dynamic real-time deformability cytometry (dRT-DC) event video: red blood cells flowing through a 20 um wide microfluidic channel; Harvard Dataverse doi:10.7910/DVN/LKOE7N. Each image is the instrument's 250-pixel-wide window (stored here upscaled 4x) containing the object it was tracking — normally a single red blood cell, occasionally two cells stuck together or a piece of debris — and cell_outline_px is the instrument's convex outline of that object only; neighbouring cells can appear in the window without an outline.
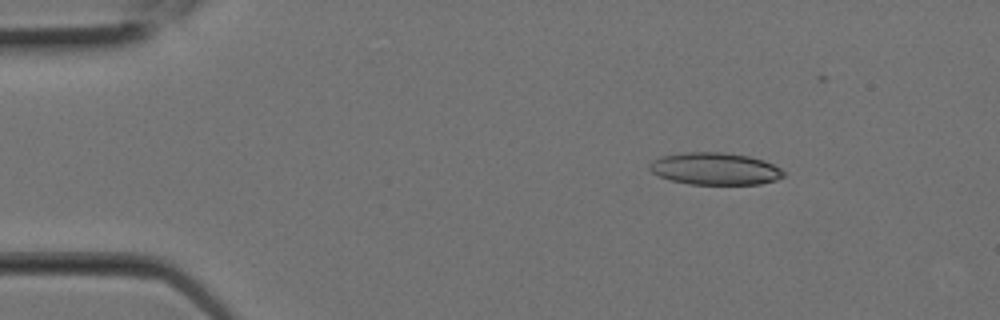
{"species": "Egyptian fruit bat (a non-hibernating species)", "species_latin": "Rousettus aegyptiacus", "temperature_condition": "room temperature", "stored_images_in_passage": 9, "camera_frame_rate_fps": 3000, "um_per_image_px": 0.085, "animal": {"sex": "female"}, "frame": {"image": 1, "passage_image": 3, "time_ms": 0.667, "image_size_px": [1000, 320], "cell_outline_px": [[784, 176], [776, 180], [760, 184], [688, 184], [672, 180], [660, 176], [652, 172], [648, 168], [648, 164], [652, 160], [660, 156], [684, 152], [724, 152], [748, 156], [764, 160], [780, 168], [784, 172]], "centroid_in_image_um": [60.75, 14.33], "position_along_channel_um": 24.2, "area_um2": 25.2}}
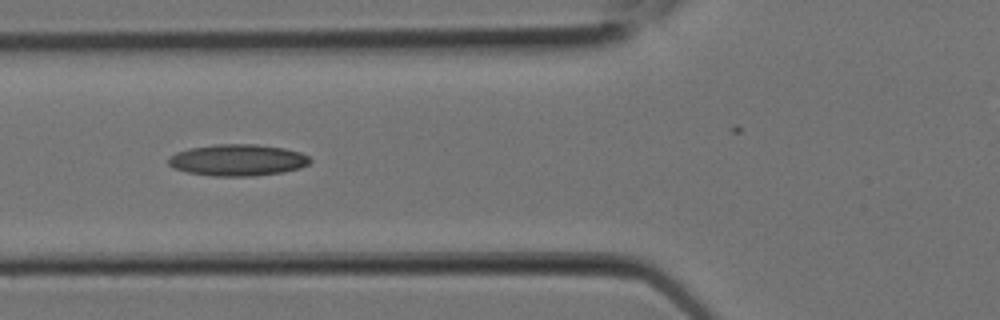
{"frame": {"image": 2, "passage_image": 8, "time_ms": 2.333, "image_size_px": [1000, 320], "cell_outline_px": [[312, 160], [308, 164], [300, 168], [284, 172], [252, 176], [212, 176], [188, 172], [172, 168], [168, 164], [168, 160], [176, 152], [188, 148], [212, 144], [256, 144], [284, 148], [300, 152], [308, 156]], "centroid_in_image_um": [20.2, 13.6], "position_along_channel_um": 105.6, "area_um2": 26.18}}
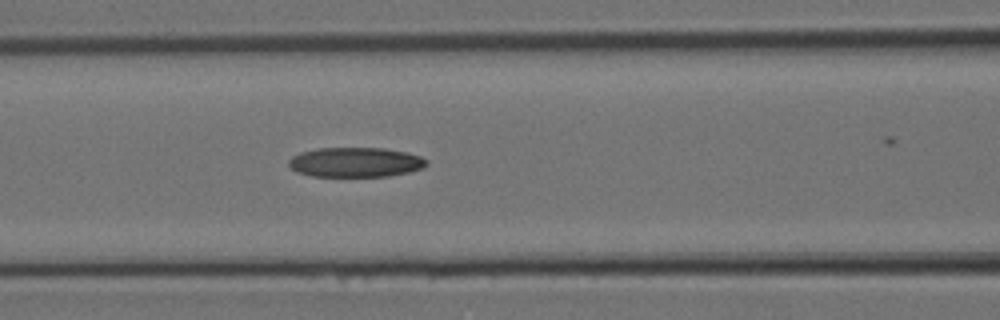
{"frame": {"image": 3, "passage_image": 9, "time_ms": 2.667, "image_size_px": [1000, 320], "cell_outline_px": [[428, 164], [424, 168], [408, 172], [388, 176], [312, 176], [296, 172], [288, 164], [288, 160], [292, 156], [300, 152], [316, 148], [384, 148], [408, 152], [420, 156], [428, 160]], "centroid_in_image_um": [30.23, 13.78], "position_along_channel_um": 136.4, "area_um2": 24.04}}